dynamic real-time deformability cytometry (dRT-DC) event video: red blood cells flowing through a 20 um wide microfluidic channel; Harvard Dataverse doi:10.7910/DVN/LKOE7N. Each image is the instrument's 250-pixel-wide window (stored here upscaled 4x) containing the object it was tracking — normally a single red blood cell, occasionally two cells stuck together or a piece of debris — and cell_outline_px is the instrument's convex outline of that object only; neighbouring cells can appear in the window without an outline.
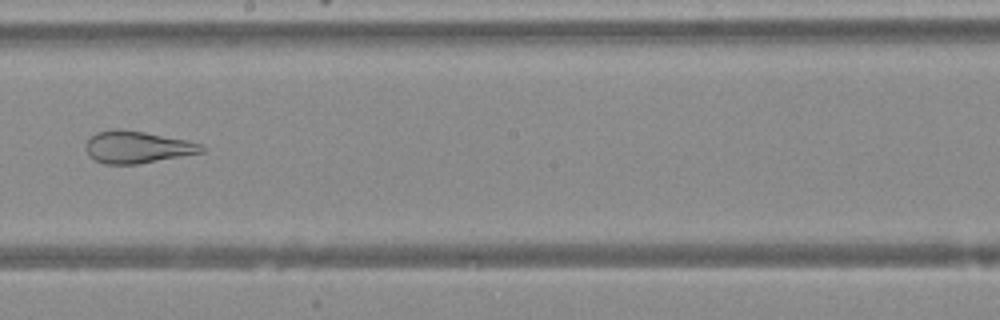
{"species": "Egyptian fruit bat (a non-hibernating species)", "species_latin": "Rousettus aegyptiacus", "temperature_condition": "warm", "stored_images_in_passage": 34, "camera_frame_rate_fps": 3000, "um_per_image_px": 0.085, "animal": {"sex": "female"}, "frame": {"image": 1, "passage_image": 17, "time_ms": 5.333, "image_size_px": [1000, 320], "cell_outline_px": [[204, 152], [136, 164], [104, 164], [88, 156], [84, 144], [96, 132], [120, 128], [144, 132], [184, 140], [200, 144], [204, 148]], "centroid_in_image_um": [11.6, 12.5], "position_along_channel_um": 236.6, "area_um2": 21.39}}
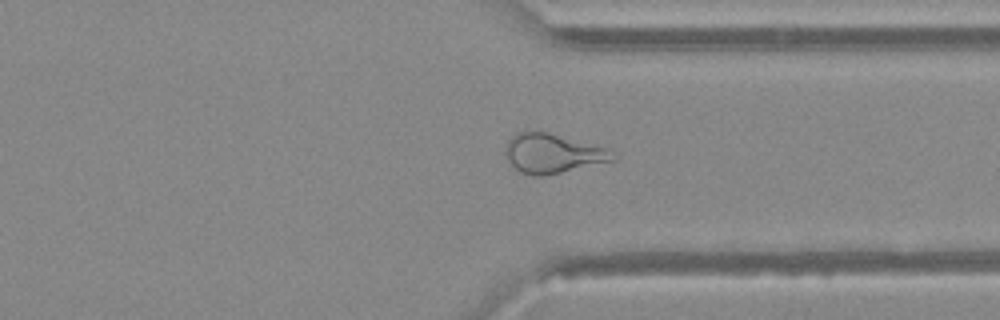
{"frame": {"image": 2, "passage_image": 26, "time_ms": 8.333, "image_size_px": [1000, 320], "cell_outline_px": [[620, 156], [616, 160], [544, 176], [532, 176], [520, 172], [508, 160], [504, 152], [504, 148], [508, 140], [512, 136], [520, 132], [544, 132], [608, 148], [616, 152]], "centroid_in_image_um": [47.02, 13.06], "position_along_channel_um": 364.4, "area_um2": 24.57}}
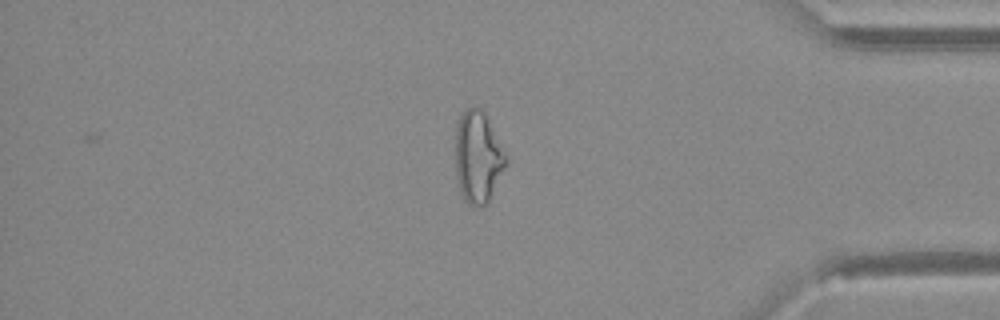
{"frame": {"image": 3, "passage_image": 30, "time_ms": 9.667, "image_size_px": [1000, 320], "cell_outline_px": [[508, 164], [484, 208], [476, 208], [468, 204], [464, 200], [460, 192], [456, 176], [456, 128], [460, 116], [464, 108], [472, 104], [480, 108], [484, 112], [508, 160]], "centroid_in_image_um": [40.61, 13.37], "position_along_channel_um": 394.6, "area_um2": 27.22}}